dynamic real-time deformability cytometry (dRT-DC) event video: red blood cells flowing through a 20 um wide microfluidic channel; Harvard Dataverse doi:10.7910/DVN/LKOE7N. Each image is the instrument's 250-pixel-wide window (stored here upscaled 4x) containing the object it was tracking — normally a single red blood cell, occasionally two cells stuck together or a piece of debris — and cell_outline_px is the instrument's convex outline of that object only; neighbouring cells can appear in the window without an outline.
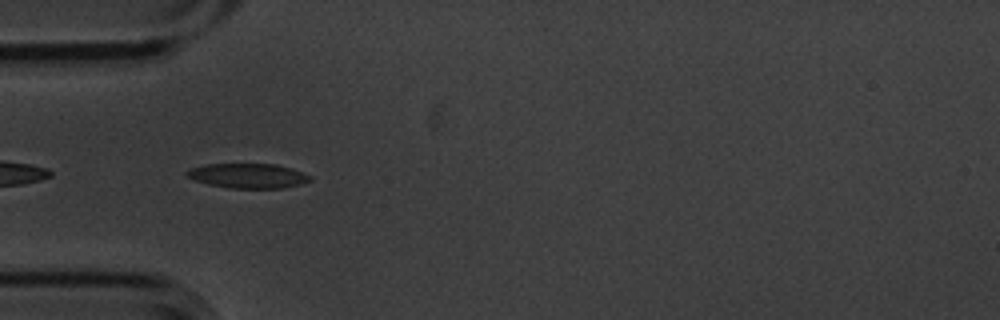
{"species": "common noctule bat (a hibernating species)", "species_latin": "Nyctalus noctula", "temperature_condition": "cold", "stored_images_in_passage": 35, "camera_frame_rate_fps": 3000, "um_per_image_px": 0.085, "animal": {"sex": "male", "body_mass_g": 20.1, "forearm_length_mm": 53.5}, "frame": {"image": 1, "passage_image": 2, "time_ms": 0.333, "image_size_px": [1000, 320], "cell_outline_px": [[312, 180], [300, 184], [284, 188], [228, 188], [208, 184], [196, 180], [188, 176], [184, 172], [192, 168], [208, 164], [276, 164], [292, 168], [312, 176]], "centroid_in_image_um": [21.13, 14.94], "position_along_channel_um": 63.9, "area_um2": 17.69}}
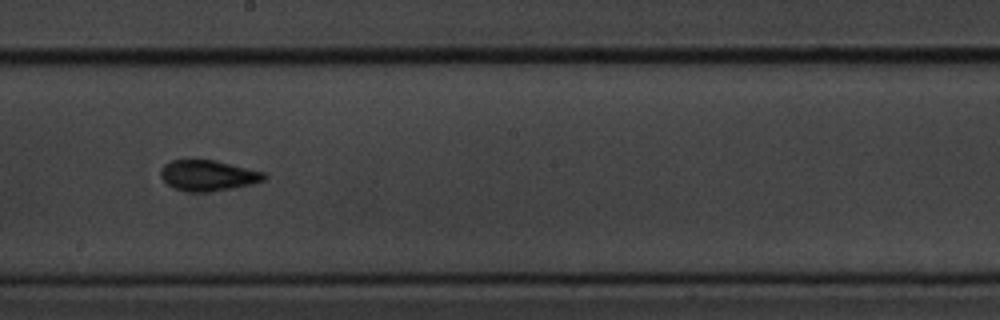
{"frame": {"image": 2, "passage_image": 16, "time_ms": 5.0, "image_size_px": [1000, 320], "cell_outline_px": [[268, 176], [264, 180], [252, 184], [232, 188], [208, 192], [188, 192], [176, 188], [168, 184], [160, 176], [160, 168], [164, 164], [172, 160], [212, 160], [264, 172]], "centroid_in_image_um": [17.67, 14.92], "position_along_channel_um": 230.5, "area_um2": 18.32}}
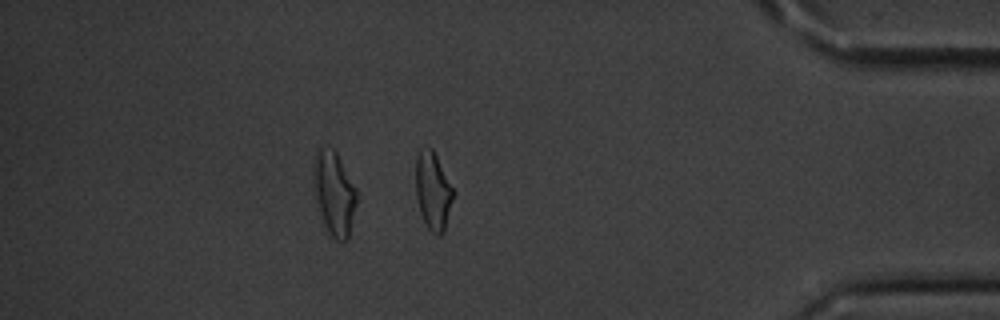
{"frame": {"image": 3, "passage_image": 33, "time_ms": 10.667, "image_size_px": [1000, 320], "cell_outline_px": [[356, 204], [348, 240], [336, 240], [328, 232], [324, 224], [320, 212], [312, 180], [312, 172], [316, 148], [332, 148], [336, 152], [356, 188]], "centroid_in_image_um": [28.38, 16.41], "position_along_channel_um": 406.8, "area_um2": 20.87}, "authors_computed_cell_mechanics": {"area_um2": 17.6868, "velocity_mm_per_s": 3.5778, "shape_relaxation_time_tau1_ms": 5.0055, "shape_relaxation_time_tau2_ms": 2.6706, "deformation_change_tau1": 0.1413, "deformation_change_tau2": 0.0962}}